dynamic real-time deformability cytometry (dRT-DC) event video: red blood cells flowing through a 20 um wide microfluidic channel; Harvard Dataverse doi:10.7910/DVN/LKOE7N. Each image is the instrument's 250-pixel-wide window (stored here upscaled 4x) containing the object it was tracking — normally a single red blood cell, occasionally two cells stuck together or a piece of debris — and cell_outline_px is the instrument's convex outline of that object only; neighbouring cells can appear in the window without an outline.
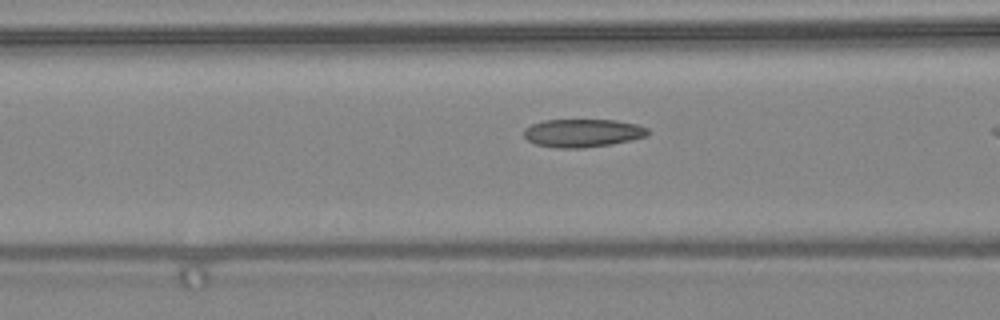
{"species": "common noctule bat (a hibernating species)", "species_latin": "Nyctalus noctula", "temperature_condition": "warm", "stored_images_in_passage": 17, "camera_frame_rate_fps": 3000, "um_per_image_px": 0.085, "animal": {"sex": "female", "body_mass_g": 24.6, "forearm_length_mm": 56.2}, "frame": {"image": 1, "passage_image": 15, "time_ms": 4.667, "image_size_px": [1000, 320], "cell_outline_px": [[648, 136], [632, 140], [612, 144], [584, 148], [556, 148], [536, 144], [528, 140], [524, 136], [524, 128], [532, 124], [544, 120], [616, 120], [636, 124], [648, 128]], "centroid_in_image_um": [49.53, 11.31], "position_along_channel_um": 117.1, "area_um2": 20.4}}